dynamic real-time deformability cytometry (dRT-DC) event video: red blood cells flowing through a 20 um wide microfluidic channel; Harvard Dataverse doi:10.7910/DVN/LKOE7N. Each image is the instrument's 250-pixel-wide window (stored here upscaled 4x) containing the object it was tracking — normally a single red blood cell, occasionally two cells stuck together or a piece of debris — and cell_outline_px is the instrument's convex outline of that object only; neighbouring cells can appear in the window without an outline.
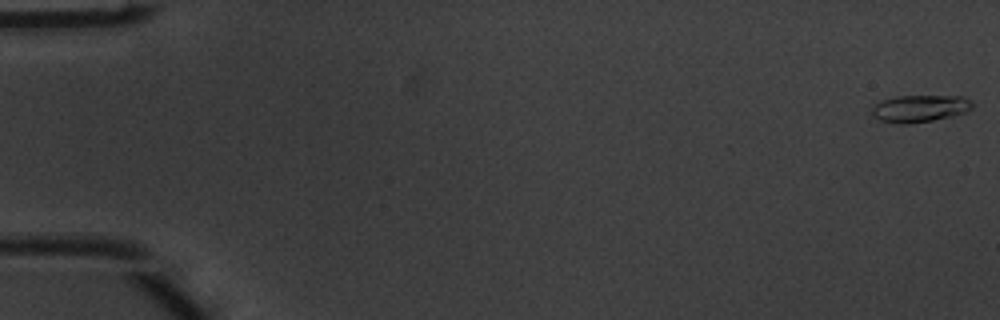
{"species": "common noctule bat (a hibernating species)", "species_latin": "Nyctalus noctula", "temperature_condition": "warm", "stored_images_in_passage": 51, "camera_frame_rate_fps": 3000, "um_per_image_px": 0.085, "animal": {"sex": "male", "body_mass_g": 20.1, "forearm_length_mm": 53.5}, "frame": {"image": 1, "passage_image": 1, "time_ms": 0.0, "image_size_px": [1000, 320], "cell_outline_px": [[972, 108], [968, 112], [952, 116], [912, 124], [900, 124], [880, 120], [872, 116], [872, 104], [880, 100], [896, 96], [964, 96], [972, 104]], "centroid_in_image_um": [78.14, 9.22], "position_along_channel_um": 6.9, "area_um2": 16.07}}
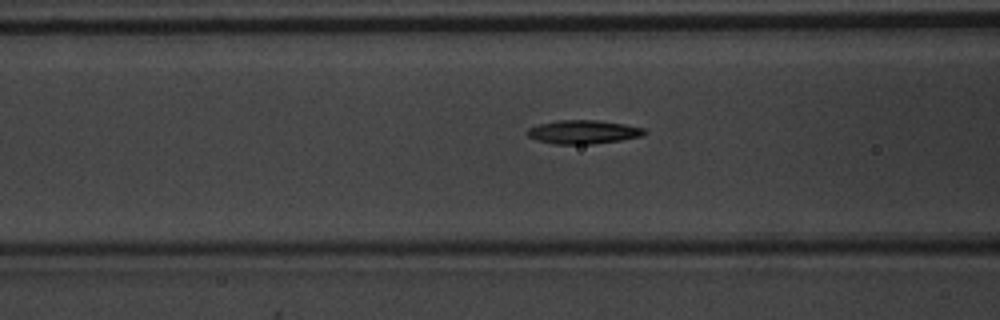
{"frame": {"image": 2, "passage_image": 21, "time_ms": 6.667, "image_size_px": [1000, 320], "cell_outline_px": [[648, 132], [640, 136], [620, 140], [592, 144], [552, 144], [536, 140], [528, 136], [528, 128], [540, 124], [560, 120], [596, 120], [624, 124], [644, 128]], "centroid_in_image_um": [49.57, 11.22], "position_along_channel_um": 117.0, "area_um2": 16.01}}
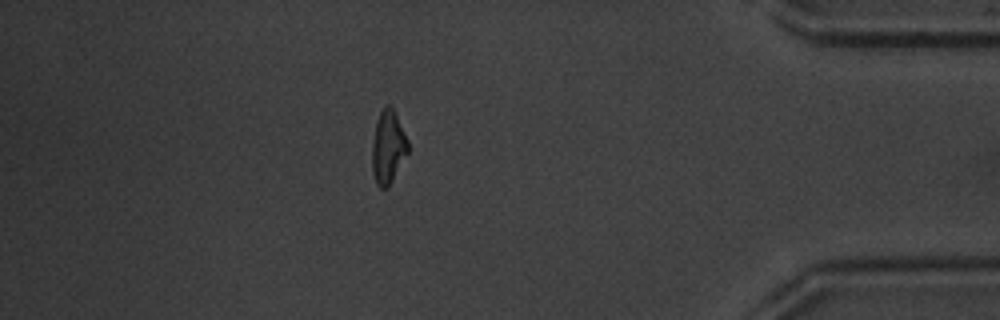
{"frame": {"image": 3, "passage_image": 45, "time_ms": 14.667, "image_size_px": [1000, 320], "cell_outline_px": [[408, 152], [388, 188], [380, 188], [376, 184], [372, 172], [372, 144], [376, 120], [384, 104], [388, 104], [392, 108], [408, 140]], "centroid_in_image_um": [32.96, 12.52], "position_along_channel_um": 402.2, "area_um2": 15.26}, "authors_computed_cell_mechanics": {"area_um2": 15.3748, "velocity_mm_per_s": 4.0311, "shape_relaxation_time_tau1_ms": 3.4846, "shape_relaxation_time_tau2_ms": 3.3039, "deformation_change_tau1": 0.1839, "deformation_change_tau2": 0.1013}}